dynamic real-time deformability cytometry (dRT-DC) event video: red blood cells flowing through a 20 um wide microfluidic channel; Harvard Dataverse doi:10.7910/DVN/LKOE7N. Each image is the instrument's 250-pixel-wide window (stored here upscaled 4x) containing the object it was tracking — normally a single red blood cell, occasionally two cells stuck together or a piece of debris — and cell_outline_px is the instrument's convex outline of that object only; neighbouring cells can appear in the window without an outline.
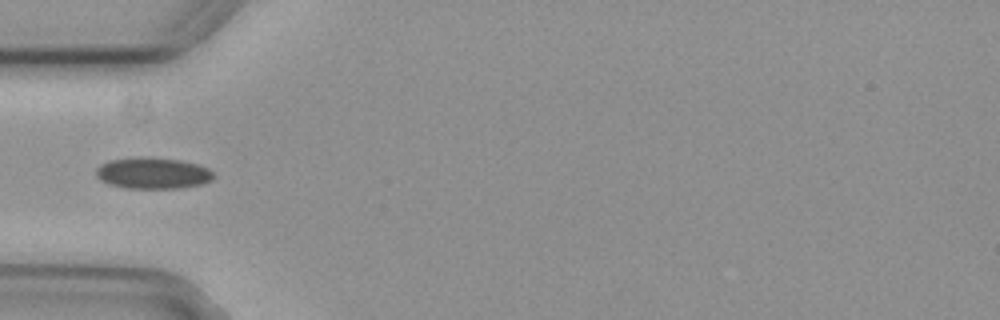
{"species": "common noctule bat (a hibernating species)", "species_latin": "Nyctalus noctula", "temperature_condition": "cold", "stored_images_in_passage": 5, "camera_frame_rate_fps": 3000, "um_per_image_px": 0.085, "animal": {"sex": "female", "body_mass_g": 29.2, "forearm_length_mm": 56.3}, "frame": {"image": 1, "passage_image": 5, "time_ms": 1.333, "image_size_px": [1000, 320], "cell_outline_px": [[216, 176], [212, 180], [204, 184], [180, 188], [124, 188], [108, 184], [100, 180], [96, 176], [96, 168], [100, 164], [108, 160], [132, 156], [140, 156], [180, 160], [200, 164], [208, 168]], "centroid_in_image_um": [12.98, 14.71], "position_along_channel_um": 72.0, "area_um2": 21.96}}